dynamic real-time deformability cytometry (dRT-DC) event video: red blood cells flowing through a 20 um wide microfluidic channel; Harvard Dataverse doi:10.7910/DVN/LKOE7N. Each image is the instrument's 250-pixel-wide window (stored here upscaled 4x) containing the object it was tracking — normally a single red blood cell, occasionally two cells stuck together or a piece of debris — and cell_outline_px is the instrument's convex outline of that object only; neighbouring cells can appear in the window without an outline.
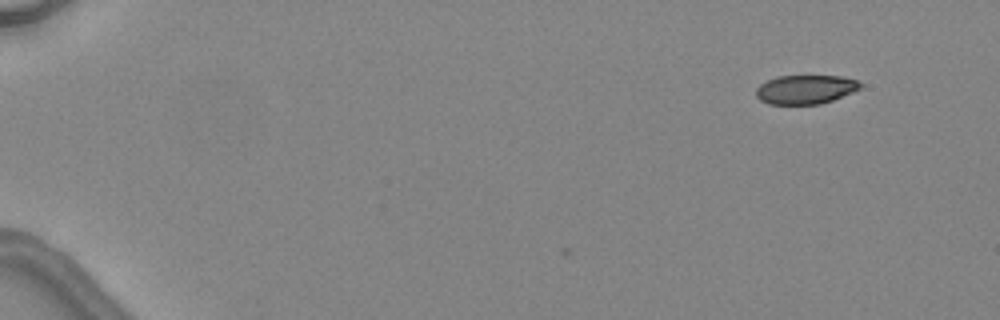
{"species": "common noctule bat (a hibernating species)", "species_latin": "Nyctalus noctula", "temperature_condition": "warm", "stored_images_in_passage": 5, "camera_frame_rate_fps": 3000, "um_per_image_px": 0.085, "animal": {"sex": "female", "body_mass_g": 24.6, "forearm_length_mm": 56.2}, "frame": {"image": 1, "passage_image": 1, "time_ms": 0.0, "image_size_px": [1000, 320], "cell_outline_px": [[864, 84], [860, 88], [852, 92], [832, 100], [820, 104], [768, 104], [760, 100], [756, 96], [756, 88], [760, 84], [776, 76], [840, 76], [856, 80]], "centroid_in_image_um": [68.45, 7.6], "position_along_channel_um": 16.6, "area_um2": 17.57}}
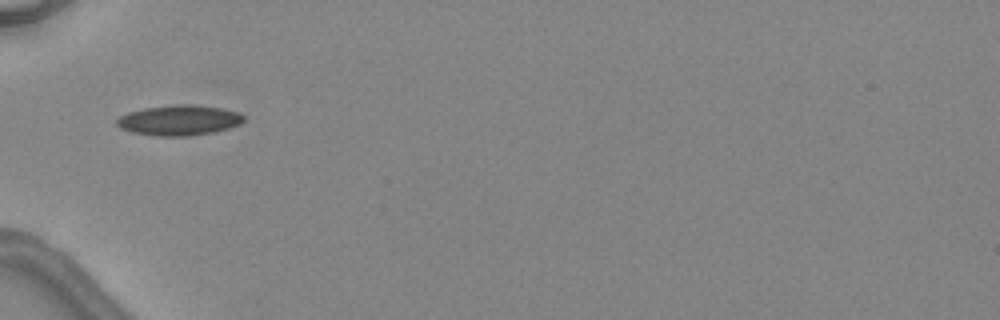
{"frame": {"image": 2, "passage_image": 5, "time_ms": 4.667, "image_size_px": [1000, 320], "cell_outline_px": [[244, 120], [240, 124], [228, 128], [212, 132], [188, 136], [156, 136], [132, 132], [120, 128], [116, 124], [116, 120], [120, 116], [128, 112], [144, 108], [176, 104], [196, 104], [220, 108], [240, 112], [244, 116]], "centroid_in_image_um": [15.22, 10.21], "position_along_channel_um": 69.8, "area_um2": 22.48}}